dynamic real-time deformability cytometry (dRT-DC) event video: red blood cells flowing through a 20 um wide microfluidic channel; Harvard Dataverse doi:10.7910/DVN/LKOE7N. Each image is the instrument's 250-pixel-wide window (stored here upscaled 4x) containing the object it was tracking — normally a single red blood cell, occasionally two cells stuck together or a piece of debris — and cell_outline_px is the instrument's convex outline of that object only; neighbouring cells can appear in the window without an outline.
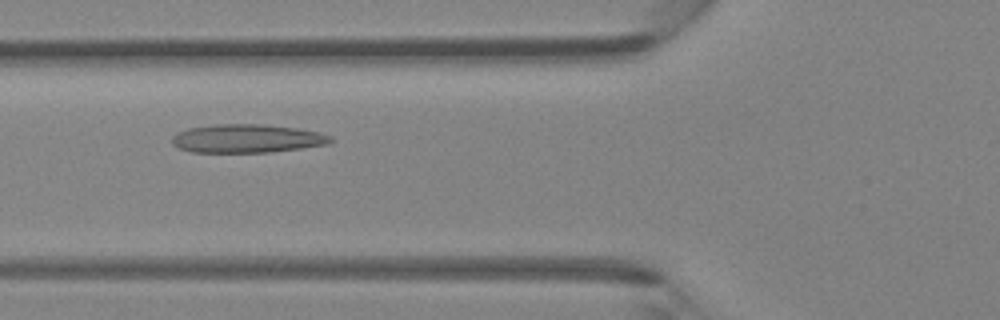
{"species": "Egyptian fruit bat (a non-hibernating species)", "species_latin": "Rousettus aegyptiacus", "temperature_condition": "room temperature", "stored_images_in_passage": 44, "camera_frame_rate_fps": 3000, "um_per_image_px": 0.085, "animal": {"sex": "female"}, "frame": {"image": 1, "passage_image": 16, "time_ms": 5.0, "image_size_px": [1000, 320], "cell_outline_px": [[332, 140], [328, 144], [300, 148], [268, 152], [192, 152], [180, 148], [172, 144], [172, 136], [176, 132], [188, 128], [212, 124], [264, 124], [296, 128], [320, 132], [332, 136]], "centroid_in_image_um": [20.97, 11.76], "position_along_channel_um": 104.8, "area_um2": 26.36}}
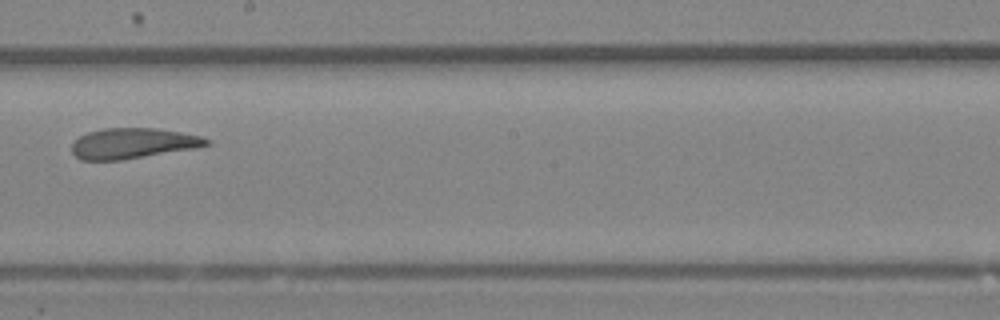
{"frame": {"image": 2, "passage_image": 25, "time_ms": 8.0, "image_size_px": [1000, 320], "cell_outline_px": [[212, 144], [196, 148], [120, 160], [80, 160], [72, 152], [72, 144], [80, 136], [88, 132], [104, 128], [156, 128], [180, 132], [200, 136], [208, 140]], "centroid_in_image_um": [11.29, 12.18], "position_along_channel_um": 236.9, "area_um2": 23.76}}
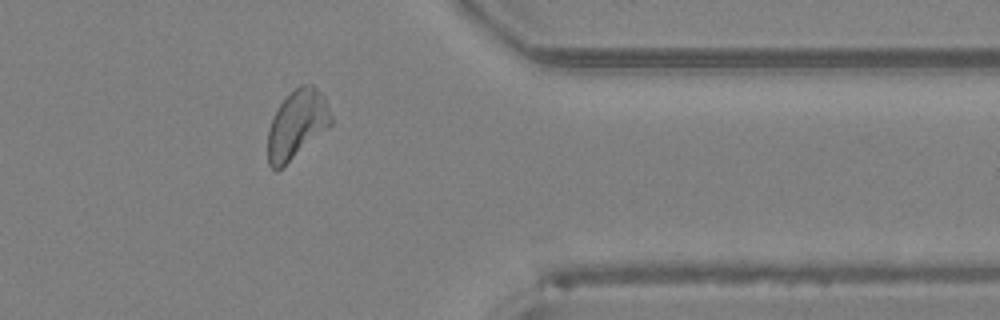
{"frame": {"image": 3, "passage_image": 36, "time_ms": 11.667, "image_size_px": [1000, 320], "cell_outline_px": [[332, 124], [328, 128], [276, 172], [268, 164], [268, 128], [272, 116], [280, 104], [300, 84], [312, 84], [324, 96], [332, 116]], "centroid_in_image_um": [25.23, 10.57], "position_along_channel_um": 386.2, "area_um2": 25.03}}